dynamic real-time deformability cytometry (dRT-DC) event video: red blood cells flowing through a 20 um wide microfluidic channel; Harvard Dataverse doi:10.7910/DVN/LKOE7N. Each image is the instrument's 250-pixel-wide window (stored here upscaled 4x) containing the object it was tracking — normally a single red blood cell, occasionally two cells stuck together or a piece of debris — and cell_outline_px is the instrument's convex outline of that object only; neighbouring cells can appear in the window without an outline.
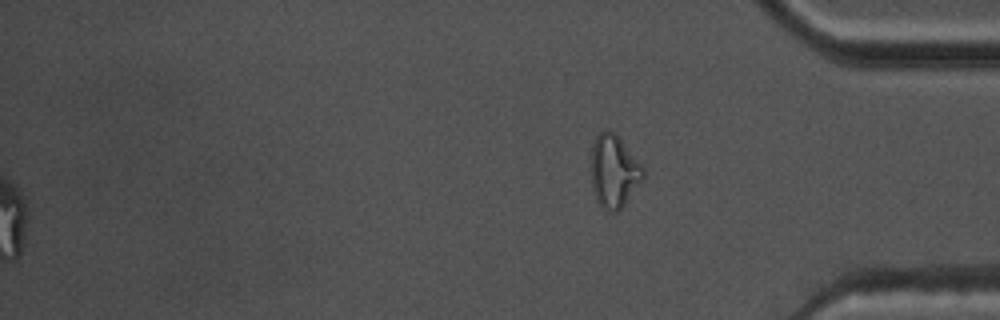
{"species": "common noctule bat (a hibernating species)", "species_latin": "Nyctalus noctula", "temperature_condition": "warm", "stored_images_in_passage": 56, "segment_of_instrument_passage": [2, 2], "camera_frame_rate_fps": 3000, "um_per_image_px": 0.085, "animal": {"sex": "male", "body_mass_g": 17.5, "forearm_length_mm": 52.3}, "frame": {"image": 1, "passage_image": 56, "time_ms": 18.333, "image_size_px": [1000, 320], "cell_outline_px": [[644, 180], [624, 204], [616, 212], [608, 212], [596, 200], [592, 188], [592, 144], [596, 136], [604, 128], [608, 128], [616, 132], [644, 168]], "centroid_in_image_um": [52.19, 14.52], "position_along_channel_um": 383.0, "area_um2": 22.25}}